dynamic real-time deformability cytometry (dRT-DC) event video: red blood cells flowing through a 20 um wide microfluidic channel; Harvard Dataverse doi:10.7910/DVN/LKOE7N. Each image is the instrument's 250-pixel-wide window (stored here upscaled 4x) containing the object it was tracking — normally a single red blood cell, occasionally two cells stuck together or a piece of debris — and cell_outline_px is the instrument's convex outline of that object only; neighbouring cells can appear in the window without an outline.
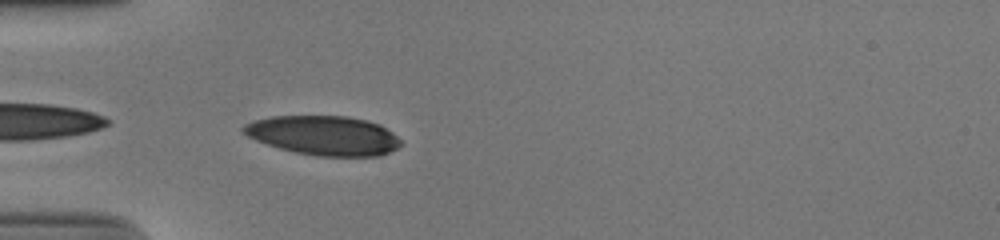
{"species": "human", "species_latin": "Homo sapiens", "temperature_condition": "cold", "stored_images_in_passage": 37, "camera_frame_rate_fps": 3000, "um_per_image_px": 0.085, "donor": {"sex": "male"}, "frame": {"image": 1, "passage_image": 1, "time_ms": 0.0, "image_size_px": [1000, 240], "cell_outline_px": [[400, 144], [396, 148], [380, 156], [316, 156], [296, 152], [280, 148], [256, 140], [240, 132], [240, 128], [244, 124], [256, 120], [272, 116], [348, 116], [380, 124], [392, 132], [400, 140]], "centroid_in_image_um": [27.49, 11.51], "position_along_channel_um": 57.5, "area_um2": 35.95}}
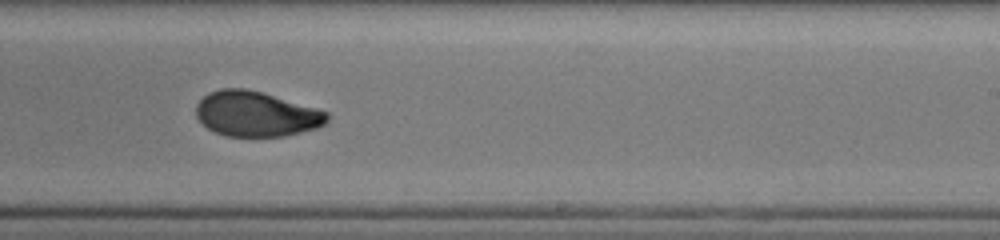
{"frame": {"image": 2, "passage_image": 18, "time_ms": 5.667, "image_size_px": [1000, 240], "cell_outline_px": [[328, 120], [324, 124], [316, 128], [284, 136], [224, 136], [208, 128], [196, 116], [196, 104], [208, 92], [220, 88], [244, 88], [260, 92], [316, 108], [328, 112]], "centroid_in_image_um": [21.74, 9.68], "position_along_channel_um": 267.3, "area_um2": 34.16}}
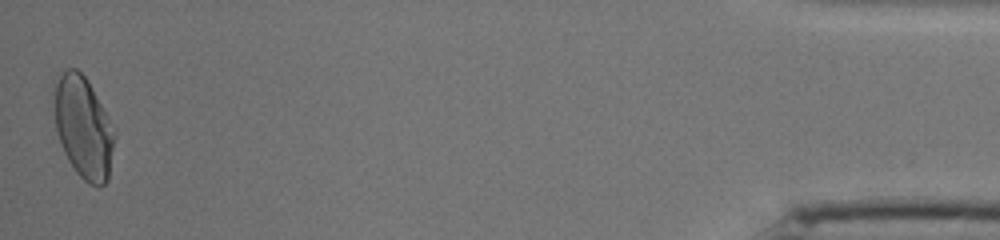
{"frame": {"image": 3, "passage_image": 37, "time_ms": 12.0, "image_size_px": [1000, 240], "cell_outline_px": [[116, 132], [108, 180], [104, 184], [88, 184], [76, 172], [68, 160], [64, 152], [56, 128], [52, 80], [68, 68], [76, 68], [88, 80], [116, 128]], "centroid_in_image_um": [7.09, 10.77], "position_along_channel_um": 428.1, "area_um2": 36.24}, "authors_computed_cell_mechanics": {"area_um2": 35.7204, "velocity_mm_per_s": 3.8605, "shape_relaxation_time_tau1_ms": 5.92, "shape_relaxation_time_tau2_ms": 1.7115, "deformation_change_tau1": 0.1854, "deformation_change_tau2": 0.056}}